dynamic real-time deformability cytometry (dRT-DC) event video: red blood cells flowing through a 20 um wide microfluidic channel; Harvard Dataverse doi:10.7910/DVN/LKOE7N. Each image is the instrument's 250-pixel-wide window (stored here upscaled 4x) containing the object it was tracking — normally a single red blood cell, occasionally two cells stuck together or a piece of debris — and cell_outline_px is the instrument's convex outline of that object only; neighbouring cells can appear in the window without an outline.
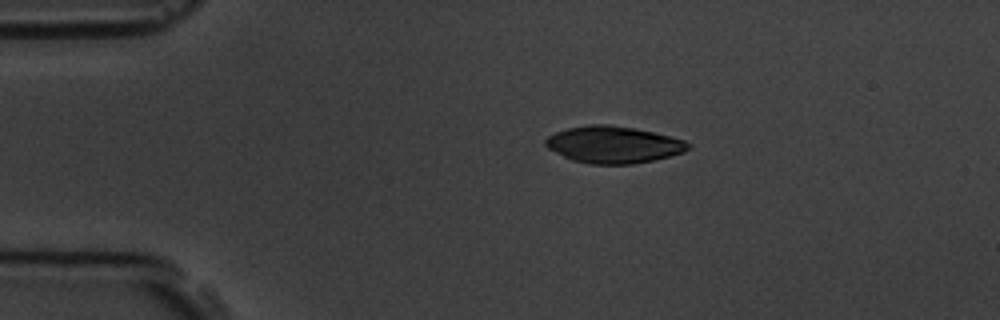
{"species": "common noctule bat (a hibernating species)", "species_latin": "Nyctalus noctula", "temperature_condition": "room temperature", "stored_images_in_passage": 7, "camera_frame_rate_fps": 3000, "um_per_image_px": 0.085, "animal": {"sex": "male", "body_mass_g": 19.5, "forearm_length_mm": 54.6}, "frame": {"image": 1, "passage_image": 1, "time_ms": 0.0, "image_size_px": [1000, 320], "cell_outline_px": [[692, 148], [684, 152], [652, 160], [632, 164], [588, 164], [572, 160], [548, 148], [544, 144], [544, 140], [548, 136], [556, 132], [568, 128], [588, 124], [608, 124], [632, 128], [652, 132], [684, 140], [692, 144]], "centroid_in_image_um": [52.14, 12.29], "position_along_channel_um": 32.9, "area_um2": 30.52}}